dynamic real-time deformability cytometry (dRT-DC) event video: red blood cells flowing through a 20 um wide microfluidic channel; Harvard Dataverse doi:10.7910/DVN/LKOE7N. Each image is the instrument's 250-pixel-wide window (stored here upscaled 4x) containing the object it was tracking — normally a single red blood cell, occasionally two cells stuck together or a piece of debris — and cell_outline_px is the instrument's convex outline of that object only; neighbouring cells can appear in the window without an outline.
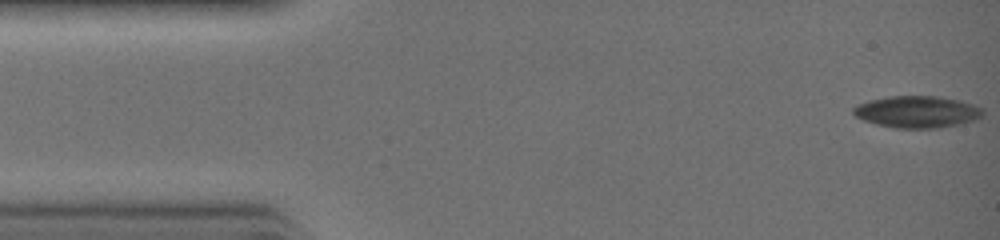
{"species": "common noctule bat (a hibernating species)", "species_latin": "Nyctalus noctula", "temperature_condition": "warm", "stored_images_in_passage": 32, "camera_frame_rate_fps": 3000, "um_per_image_px": 0.085, "animal": {"sex": "female", "body_mass_g": 19.0, "forearm_length_mm": 51.5}, "frame": {"image": 1, "passage_image": 1, "time_ms": 0.0, "image_size_px": [1000, 240], "cell_outline_px": [[984, 112], [980, 116], [972, 120], [940, 128], [896, 128], [876, 124], [864, 120], [856, 116], [852, 112], [852, 108], [856, 104], [868, 100], [888, 96], [936, 96], [960, 100], [984, 108]], "centroid_in_image_um": [77.91, 9.49], "position_along_channel_um": 7.1, "area_um2": 23.99}}
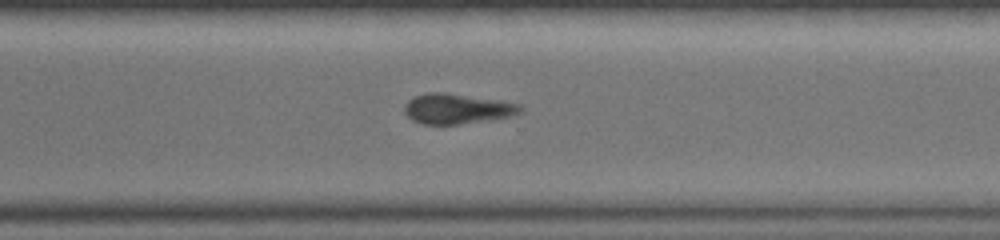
{"frame": {"image": 2, "passage_image": 23, "time_ms": 7.333, "image_size_px": [1000, 240], "cell_outline_px": [[524, 112], [512, 116], [460, 124], [420, 124], [412, 120], [404, 112], [404, 108], [408, 100], [416, 96], [428, 92], [444, 92], [524, 104]], "centroid_in_image_um": [38.9, 9.24], "position_along_channel_um": 331.7, "area_um2": 20.46}}
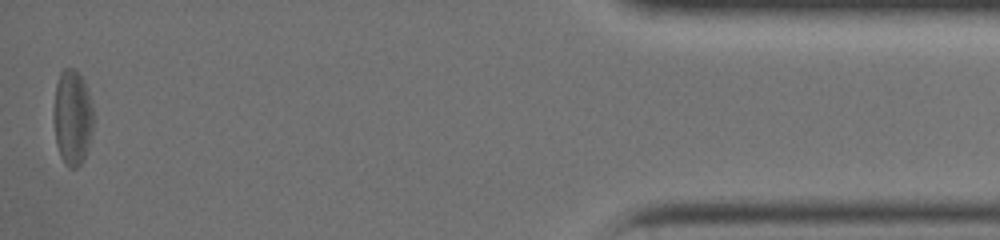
{"frame": {"image": 3, "passage_image": 32, "time_ms": 10.333, "image_size_px": [1000, 240], "cell_outline_px": [[92, 132], [84, 160], [76, 168], [68, 168], [64, 164], [60, 156], [56, 144], [52, 112], [56, 84], [60, 72], [64, 68], [72, 68], [80, 72], [84, 80], [92, 108]], "centroid_in_image_um": [6.12, 9.99], "position_along_channel_um": 429.1, "area_um2": 22.37}}